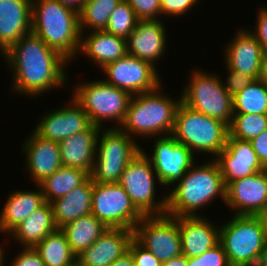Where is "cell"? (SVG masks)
<instances>
[{
  "label": "cell",
  "mask_w": 267,
  "mask_h": 266,
  "mask_svg": "<svg viewBox=\"0 0 267 266\" xmlns=\"http://www.w3.org/2000/svg\"><path fill=\"white\" fill-rule=\"evenodd\" d=\"M1 56L13 72L12 91L17 94L37 97L67 84L65 69L69 62L33 32L21 37Z\"/></svg>",
  "instance_id": "obj_1"
},
{
  "label": "cell",
  "mask_w": 267,
  "mask_h": 266,
  "mask_svg": "<svg viewBox=\"0 0 267 266\" xmlns=\"http://www.w3.org/2000/svg\"><path fill=\"white\" fill-rule=\"evenodd\" d=\"M197 161L167 193L166 215L171 217L201 216L198 210L220 198L225 204L226 186L215 159L201 165ZM198 212V213H197Z\"/></svg>",
  "instance_id": "obj_2"
},
{
  "label": "cell",
  "mask_w": 267,
  "mask_h": 266,
  "mask_svg": "<svg viewBox=\"0 0 267 266\" xmlns=\"http://www.w3.org/2000/svg\"><path fill=\"white\" fill-rule=\"evenodd\" d=\"M31 32L68 62L78 55L79 14L57 0H32Z\"/></svg>",
  "instance_id": "obj_3"
},
{
  "label": "cell",
  "mask_w": 267,
  "mask_h": 266,
  "mask_svg": "<svg viewBox=\"0 0 267 266\" xmlns=\"http://www.w3.org/2000/svg\"><path fill=\"white\" fill-rule=\"evenodd\" d=\"M161 89L162 85L153 91L132 95L119 129L134 140L135 135L145 139L171 135L181 96L176 100L162 93Z\"/></svg>",
  "instance_id": "obj_4"
},
{
  "label": "cell",
  "mask_w": 267,
  "mask_h": 266,
  "mask_svg": "<svg viewBox=\"0 0 267 266\" xmlns=\"http://www.w3.org/2000/svg\"><path fill=\"white\" fill-rule=\"evenodd\" d=\"M183 143L195 155L209 154L214 158L225 148L229 135L228 126L201 112H197L184 103H180L175 116L171 134Z\"/></svg>",
  "instance_id": "obj_5"
},
{
  "label": "cell",
  "mask_w": 267,
  "mask_h": 266,
  "mask_svg": "<svg viewBox=\"0 0 267 266\" xmlns=\"http://www.w3.org/2000/svg\"><path fill=\"white\" fill-rule=\"evenodd\" d=\"M223 224L219 226V243L230 265L255 266L267 241L259 218L234 215Z\"/></svg>",
  "instance_id": "obj_6"
},
{
  "label": "cell",
  "mask_w": 267,
  "mask_h": 266,
  "mask_svg": "<svg viewBox=\"0 0 267 266\" xmlns=\"http://www.w3.org/2000/svg\"><path fill=\"white\" fill-rule=\"evenodd\" d=\"M72 97L88 114L92 125L103 128L106 121L116 122L119 128L122 124L128 108L131 95L102 80H92L86 83L77 82ZM104 122V123H103Z\"/></svg>",
  "instance_id": "obj_7"
},
{
  "label": "cell",
  "mask_w": 267,
  "mask_h": 266,
  "mask_svg": "<svg viewBox=\"0 0 267 266\" xmlns=\"http://www.w3.org/2000/svg\"><path fill=\"white\" fill-rule=\"evenodd\" d=\"M101 130L90 178L96 183H118L127 164L138 155L142 147L119 128L111 126Z\"/></svg>",
  "instance_id": "obj_8"
},
{
  "label": "cell",
  "mask_w": 267,
  "mask_h": 266,
  "mask_svg": "<svg viewBox=\"0 0 267 266\" xmlns=\"http://www.w3.org/2000/svg\"><path fill=\"white\" fill-rule=\"evenodd\" d=\"M181 93V102L197 112L225 123L228 127L233 117V99L224 89L218 74L196 69Z\"/></svg>",
  "instance_id": "obj_9"
},
{
  "label": "cell",
  "mask_w": 267,
  "mask_h": 266,
  "mask_svg": "<svg viewBox=\"0 0 267 266\" xmlns=\"http://www.w3.org/2000/svg\"><path fill=\"white\" fill-rule=\"evenodd\" d=\"M156 179L159 182L150 159L141 150L127 164L118 182L125 189L135 207L144 216L166 214L167 195L160 197L161 200L156 199Z\"/></svg>",
  "instance_id": "obj_10"
},
{
  "label": "cell",
  "mask_w": 267,
  "mask_h": 266,
  "mask_svg": "<svg viewBox=\"0 0 267 266\" xmlns=\"http://www.w3.org/2000/svg\"><path fill=\"white\" fill-rule=\"evenodd\" d=\"M91 214L109 229L132 231L144 217L119 183L93 182Z\"/></svg>",
  "instance_id": "obj_11"
},
{
  "label": "cell",
  "mask_w": 267,
  "mask_h": 266,
  "mask_svg": "<svg viewBox=\"0 0 267 266\" xmlns=\"http://www.w3.org/2000/svg\"><path fill=\"white\" fill-rule=\"evenodd\" d=\"M134 239L161 263L182 254L178 217L144 216L135 226Z\"/></svg>",
  "instance_id": "obj_12"
},
{
  "label": "cell",
  "mask_w": 267,
  "mask_h": 266,
  "mask_svg": "<svg viewBox=\"0 0 267 266\" xmlns=\"http://www.w3.org/2000/svg\"><path fill=\"white\" fill-rule=\"evenodd\" d=\"M158 68L130 54L102 68L107 78L103 81L128 92L131 96L153 91L162 84Z\"/></svg>",
  "instance_id": "obj_13"
},
{
  "label": "cell",
  "mask_w": 267,
  "mask_h": 266,
  "mask_svg": "<svg viewBox=\"0 0 267 266\" xmlns=\"http://www.w3.org/2000/svg\"><path fill=\"white\" fill-rule=\"evenodd\" d=\"M154 139L152 156L150 157L143 148L142 151L150 159L159 183L165 187L172 186L181 180L196 162L194 154L172 135L158 136Z\"/></svg>",
  "instance_id": "obj_14"
},
{
  "label": "cell",
  "mask_w": 267,
  "mask_h": 266,
  "mask_svg": "<svg viewBox=\"0 0 267 266\" xmlns=\"http://www.w3.org/2000/svg\"><path fill=\"white\" fill-rule=\"evenodd\" d=\"M70 104L64 108L41 115L40 122L33 128V131L41 138L60 142L76 133L87 130L92 123L88 114L71 96Z\"/></svg>",
  "instance_id": "obj_15"
},
{
  "label": "cell",
  "mask_w": 267,
  "mask_h": 266,
  "mask_svg": "<svg viewBox=\"0 0 267 266\" xmlns=\"http://www.w3.org/2000/svg\"><path fill=\"white\" fill-rule=\"evenodd\" d=\"M226 205L234 215L257 216L267 207V172L260 171L226 186Z\"/></svg>",
  "instance_id": "obj_16"
},
{
  "label": "cell",
  "mask_w": 267,
  "mask_h": 266,
  "mask_svg": "<svg viewBox=\"0 0 267 266\" xmlns=\"http://www.w3.org/2000/svg\"><path fill=\"white\" fill-rule=\"evenodd\" d=\"M248 28L238 29L233 40L225 45V65L230 70L259 78L264 51L258 39Z\"/></svg>",
  "instance_id": "obj_17"
},
{
  "label": "cell",
  "mask_w": 267,
  "mask_h": 266,
  "mask_svg": "<svg viewBox=\"0 0 267 266\" xmlns=\"http://www.w3.org/2000/svg\"><path fill=\"white\" fill-rule=\"evenodd\" d=\"M225 186L254 173L264 171L250 141L227 138L225 148L215 158Z\"/></svg>",
  "instance_id": "obj_18"
},
{
  "label": "cell",
  "mask_w": 267,
  "mask_h": 266,
  "mask_svg": "<svg viewBox=\"0 0 267 266\" xmlns=\"http://www.w3.org/2000/svg\"><path fill=\"white\" fill-rule=\"evenodd\" d=\"M161 19L139 20L126 38V52L154 67L166 51V30Z\"/></svg>",
  "instance_id": "obj_19"
},
{
  "label": "cell",
  "mask_w": 267,
  "mask_h": 266,
  "mask_svg": "<svg viewBox=\"0 0 267 266\" xmlns=\"http://www.w3.org/2000/svg\"><path fill=\"white\" fill-rule=\"evenodd\" d=\"M22 152L25 154V168L31 179L38 185L62 167L59 144L56 141L41 138L34 131L27 137Z\"/></svg>",
  "instance_id": "obj_20"
},
{
  "label": "cell",
  "mask_w": 267,
  "mask_h": 266,
  "mask_svg": "<svg viewBox=\"0 0 267 266\" xmlns=\"http://www.w3.org/2000/svg\"><path fill=\"white\" fill-rule=\"evenodd\" d=\"M134 231L108 228L90 247L77 256L79 266H110L128 251Z\"/></svg>",
  "instance_id": "obj_21"
},
{
  "label": "cell",
  "mask_w": 267,
  "mask_h": 266,
  "mask_svg": "<svg viewBox=\"0 0 267 266\" xmlns=\"http://www.w3.org/2000/svg\"><path fill=\"white\" fill-rule=\"evenodd\" d=\"M32 0H0V52L31 32Z\"/></svg>",
  "instance_id": "obj_22"
},
{
  "label": "cell",
  "mask_w": 267,
  "mask_h": 266,
  "mask_svg": "<svg viewBox=\"0 0 267 266\" xmlns=\"http://www.w3.org/2000/svg\"><path fill=\"white\" fill-rule=\"evenodd\" d=\"M202 216L178 217L182 255L198 257L219 243V227Z\"/></svg>",
  "instance_id": "obj_23"
},
{
  "label": "cell",
  "mask_w": 267,
  "mask_h": 266,
  "mask_svg": "<svg viewBox=\"0 0 267 266\" xmlns=\"http://www.w3.org/2000/svg\"><path fill=\"white\" fill-rule=\"evenodd\" d=\"M101 129L99 126L91 125L87 130L58 142L62 165L91 174L95 161L97 138Z\"/></svg>",
  "instance_id": "obj_24"
},
{
  "label": "cell",
  "mask_w": 267,
  "mask_h": 266,
  "mask_svg": "<svg viewBox=\"0 0 267 266\" xmlns=\"http://www.w3.org/2000/svg\"><path fill=\"white\" fill-rule=\"evenodd\" d=\"M81 52L102 69L127 53L126 39L105 30L90 31L88 36L81 34L78 54Z\"/></svg>",
  "instance_id": "obj_25"
},
{
  "label": "cell",
  "mask_w": 267,
  "mask_h": 266,
  "mask_svg": "<svg viewBox=\"0 0 267 266\" xmlns=\"http://www.w3.org/2000/svg\"><path fill=\"white\" fill-rule=\"evenodd\" d=\"M38 190H17L9 194L0 212V233L9 234L22 221L45 203L40 187Z\"/></svg>",
  "instance_id": "obj_26"
},
{
  "label": "cell",
  "mask_w": 267,
  "mask_h": 266,
  "mask_svg": "<svg viewBox=\"0 0 267 266\" xmlns=\"http://www.w3.org/2000/svg\"><path fill=\"white\" fill-rule=\"evenodd\" d=\"M93 180L74 188L70 193L50 202L58 229L82 216L91 214Z\"/></svg>",
  "instance_id": "obj_27"
},
{
  "label": "cell",
  "mask_w": 267,
  "mask_h": 266,
  "mask_svg": "<svg viewBox=\"0 0 267 266\" xmlns=\"http://www.w3.org/2000/svg\"><path fill=\"white\" fill-rule=\"evenodd\" d=\"M57 229L52 206L49 202H45L9 234L21 244V248H34L48 234L55 232Z\"/></svg>",
  "instance_id": "obj_28"
},
{
  "label": "cell",
  "mask_w": 267,
  "mask_h": 266,
  "mask_svg": "<svg viewBox=\"0 0 267 266\" xmlns=\"http://www.w3.org/2000/svg\"><path fill=\"white\" fill-rule=\"evenodd\" d=\"M73 253L78 256L108 229L93 214L82 216L60 228Z\"/></svg>",
  "instance_id": "obj_29"
},
{
  "label": "cell",
  "mask_w": 267,
  "mask_h": 266,
  "mask_svg": "<svg viewBox=\"0 0 267 266\" xmlns=\"http://www.w3.org/2000/svg\"><path fill=\"white\" fill-rule=\"evenodd\" d=\"M90 178L87 171L60 167L51 176L41 181L38 186L44 196L45 202H51L67 195L74 188L81 186Z\"/></svg>",
  "instance_id": "obj_30"
},
{
  "label": "cell",
  "mask_w": 267,
  "mask_h": 266,
  "mask_svg": "<svg viewBox=\"0 0 267 266\" xmlns=\"http://www.w3.org/2000/svg\"><path fill=\"white\" fill-rule=\"evenodd\" d=\"M34 249L45 266H72L77 263V256L71 250L61 229L48 234Z\"/></svg>",
  "instance_id": "obj_31"
},
{
  "label": "cell",
  "mask_w": 267,
  "mask_h": 266,
  "mask_svg": "<svg viewBox=\"0 0 267 266\" xmlns=\"http://www.w3.org/2000/svg\"><path fill=\"white\" fill-rule=\"evenodd\" d=\"M233 114H267V86L254 80L232 97Z\"/></svg>",
  "instance_id": "obj_32"
},
{
  "label": "cell",
  "mask_w": 267,
  "mask_h": 266,
  "mask_svg": "<svg viewBox=\"0 0 267 266\" xmlns=\"http://www.w3.org/2000/svg\"><path fill=\"white\" fill-rule=\"evenodd\" d=\"M122 0H87L79 13V28L81 34L89 31L105 30L110 14Z\"/></svg>",
  "instance_id": "obj_33"
},
{
  "label": "cell",
  "mask_w": 267,
  "mask_h": 266,
  "mask_svg": "<svg viewBox=\"0 0 267 266\" xmlns=\"http://www.w3.org/2000/svg\"><path fill=\"white\" fill-rule=\"evenodd\" d=\"M228 138L251 141L267 129V114H233Z\"/></svg>",
  "instance_id": "obj_34"
},
{
  "label": "cell",
  "mask_w": 267,
  "mask_h": 266,
  "mask_svg": "<svg viewBox=\"0 0 267 266\" xmlns=\"http://www.w3.org/2000/svg\"><path fill=\"white\" fill-rule=\"evenodd\" d=\"M138 21L130 4L122 0L110 14L105 31L126 39Z\"/></svg>",
  "instance_id": "obj_35"
},
{
  "label": "cell",
  "mask_w": 267,
  "mask_h": 266,
  "mask_svg": "<svg viewBox=\"0 0 267 266\" xmlns=\"http://www.w3.org/2000/svg\"><path fill=\"white\" fill-rule=\"evenodd\" d=\"M187 264L188 266H231L220 243L198 257L187 258Z\"/></svg>",
  "instance_id": "obj_36"
},
{
  "label": "cell",
  "mask_w": 267,
  "mask_h": 266,
  "mask_svg": "<svg viewBox=\"0 0 267 266\" xmlns=\"http://www.w3.org/2000/svg\"><path fill=\"white\" fill-rule=\"evenodd\" d=\"M138 20H158L161 15V0H126Z\"/></svg>",
  "instance_id": "obj_37"
},
{
  "label": "cell",
  "mask_w": 267,
  "mask_h": 266,
  "mask_svg": "<svg viewBox=\"0 0 267 266\" xmlns=\"http://www.w3.org/2000/svg\"><path fill=\"white\" fill-rule=\"evenodd\" d=\"M200 0H161V17L185 15Z\"/></svg>",
  "instance_id": "obj_38"
},
{
  "label": "cell",
  "mask_w": 267,
  "mask_h": 266,
  "mask_svg": "<svg viewBox=\"0 0 267 266\" xmlns=\"http://www.w3.org/2000/svg\"><path fill=\"white\" fill-rule=\"evenodd\" d=\"M128 250L133 256L135 266H162V263L135 239L130 242Z\"/></svg>",
  "instance_id": "obj_39"
},
{
  "label": "cell",
  "mask_w": 267,
  "mask_h": 266,
  "mask_svg": "<svg viewBox=\"0 0 267 266\" xmlns=\"http://www.w3.org/2000/svg\"><path fill=\"white\" fill-rule=\"evenodd\" d=\"M228 76L226 77V83L224 82V89L233 97L246 86L254 81L251 76L230 70L226 68Z\"/></svg>",
  "instance_id": "obj_40"
},
{
  "label": "cell",
  "mask_w": 267,
  "mask_h": 266,
  "mask_svg": "<svg viewBox=\"0 0 267 266\" xmlns=\"http://www.w3.org/2000/svg\"><path fill=\"white\" fill-rule=\"evenodd\" d=\"M21 250L8 266H45L39 253L34 248L22 247ZM3 266H5V263H3Z\"/></svg>",
  "instance_id": "obj_41"
},
{
  "label": "cell",
  "mask_w": 267,
  "mask_h": 266,
  "mask_svg": "<svg viewBox=\"0 0 267 266\" xmlns=\"http://www.w3.org/2000/svg\"><path fill=\"white\" fill-rule=\"evenodd\" d=\"M257 19H256V28L254 31L250 32L258 39L259 43L262 46L264 53H267V7L260 6L258 9Z\"/></svg>",
  "instance_id": "obj_42"
},
{
  "label": "cell",
  "mask_w": 267,
  "mask_h": 266,
  "mask_svg": "<svg viewBox=\"0 0 267 266\" xmlns=\"http://www.w3.org/2000/svg\"><path fill=\"white\" fill-rule=\"evenodd\" d=\"M253 150L264 169L267 168V129L251 141Z\"/></svg>",
  "instance_id": "obj_43"
},
{
  "label": "cell",
  "mask_w": 267,
  "mask_h": 266,
  "mask_svg": "<svg viewBox=\"0 0 267 266\" xmlns=\"http://www.w3.org/2000/svg\"><path fill=\"white\" fill-rule=\"evenodd\" d=\"M110 266H135V262L128 250L125 254L117 258Z\"/></svg>",
  "instance_id": "obj_44"
},
{
  "label": "cell",
  "mask_w": 267,
  "mask_h": 266,
  "mask_svg": "<svg viewBox=\"0 0 267 266\" xmlns=\"http://www.w3.org/2000/svg\"><path fill=\"white\" fill-rule=\"evenodd\" d=\"M57 1L61 3L63 6L70 8L79 14L84 6V3L87 0H57Z\"/></svg>",
  "instance_id": "obj_45"
},
{
  "label": "cell",
  "mask_w": 267,
  "mask_h": 266,
  "mask_svg": "<svg viewBox=\"0 0 267 266\" xmlns=\"http://www.w3.org/2000/svg\"><path fill=\"white\" fill-rule=\"evenodd\" d=\"M162 266H188L187 257L181 254L178 257L171 258L169 261L162 263Z\"/></svg>",
  "instance_id": "obj_46"
},
{
  "label": "cell",
  "mask_w": 267,
  "mask_h": 266,
  "mask_svg": "<svg viewBox=\"0 0 267 266\" xmlns=\"http://www.w3.org/2000/svg\"><path fill=\"white\" fill-rule=\"evenodd\" d=\"M258 79L267 86V53H264L263 60L261 63L260 75Z\"/></svg>",
  "instance_id": "obj_47"
},
{
  "label": "cell",
  "mask_w": 267,
  "mask_h": 266,
  "mask_svg": "<svg viewBox=\"0 0 267 266\" xmlns=\"http://www.w3.org/2000/svg\"><path fill=\"white\" fill-rule=\"evenodd\" d=\"M255 266H267V241L264 245V248L260 252L259 259Z\"/></svg>",
  "instance_id": "obj_48"
},
{
  "label": "cell",
  "mask_w": 267,
  "mask_h": 266,
  "mask_svg": "<svg viewBox=\"0 0 267 266\" xmlns=\"http://www.w3.org/2000/svg\"><path fill=\"white\" fill-rule=\"evenodd\" d=\"M257 217L261 221L262 228L265 231V235H266V239H267V207L262 212H260L257 215Z\"/></svg>",
  "instance_id": "obj_49"
},
{
  "label": "cell",
  "mask_w": 267,
  "mask_h": 266,
  "mask_svg": "<svg viewBox=\"0 0 267 266\" xmlns=\"http://www.w3.org/2000/svg\"><path fill=\"white\" fill-rule=\"evenodd\" d=\"M2 245H0V266H3L4 261V256H5V250L3 249V247H1Z\"/></svg>",
  "instance_id": "obj_50"
}]
</instances>
